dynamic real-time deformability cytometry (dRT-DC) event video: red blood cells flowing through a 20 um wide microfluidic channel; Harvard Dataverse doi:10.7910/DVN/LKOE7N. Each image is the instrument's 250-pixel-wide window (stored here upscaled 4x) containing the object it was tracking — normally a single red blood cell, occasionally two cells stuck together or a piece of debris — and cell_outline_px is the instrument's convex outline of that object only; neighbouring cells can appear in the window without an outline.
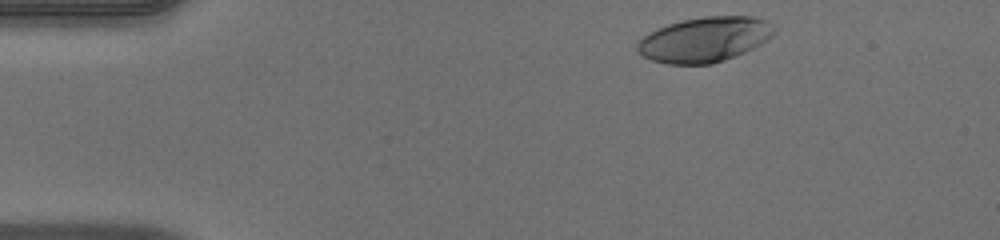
{"species": "human", "species_latin": "Homo sapiens", "temperature_condition": "warm", "stored_images_in_passage": 38, "camera_frame_rate_fps": 3000, "um_per_image_px": 0.085, "donor": {"sex": "male"}, "frame": {"image": 1, "passage_image": 2, "time_ms": 0.333, "image_size_px": [1000, 240], "cell_outline_px": [[776, 32], [768, 40], [744, 52], [724, 60], [712, 64], [668, 64], [652, 60], [640, 56], [636, 52], [636, 44], [644, 36], [656, 28], [680, 20], [704, 16], [752, 16], [768, 20], [776, 28]], "centroid_in_image_um": [59.88, 3.35], "position_along_channel_um": 25.1, "area_um2": 36.24}}
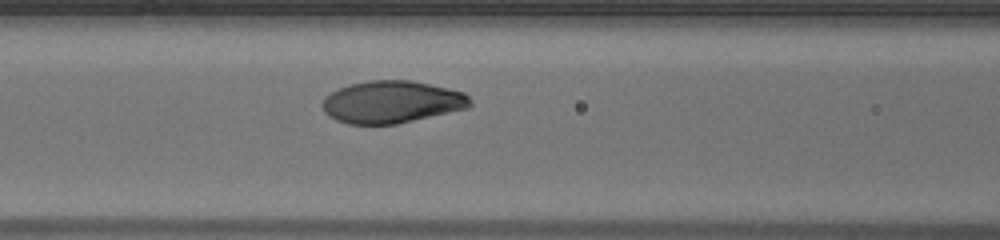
{"frame": {"image": 2, "passage_image": 16, "time_ms": 5.0, "image_size_px": [1000, 240], "cell_outline_px": [[472, 104], [468, 108], [396, 124], [348, 124], [336, 120], [328, 116], [324, 112], [320, 104], [324, 96], [348, 84], [368, 80], [408, 80], [448, 88], [464, 92], [472, 100]], "centroid_in_image_um": [33.26, 8.67], "position_along_channel_um": 133.3, "area_um2": 36.53}}
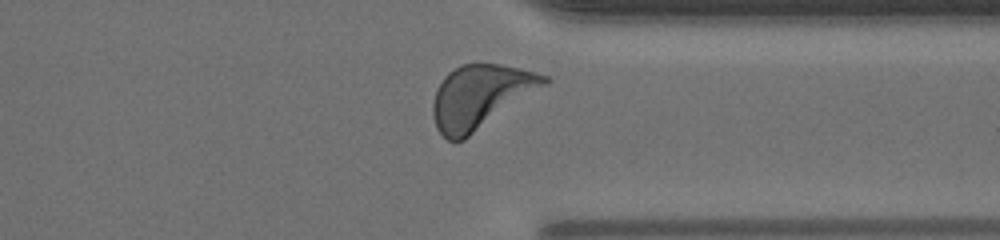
{"frame": {"image": 3, "passage_image": 34, "time_ms": 11.0, "image_size_px": [1000, 240], "cell_outline_px": [[552, 80], [464, 140], [448, 140], [436, 128], [432, 116], [432, 104], [436, 88], [444, 76], [448, 72], [460, 64], [500, 64], [536, 72], [548, 76]], "centroid_in_image_um": [40.8, 8.2], "position_along_channel_um": 370.6, "area_um2": 40.86}, "authors_computed_cell_mechanics": {"area_um2": 36.703, "velocity_mm_per_s": 3.986, "shape_relaxation_time_tau1_ms": 3.2525, "shape_relaxation_time_tau2_ms": null, "deformation_change_tau1": 0.1966, "deformation_change_tau2": null}}